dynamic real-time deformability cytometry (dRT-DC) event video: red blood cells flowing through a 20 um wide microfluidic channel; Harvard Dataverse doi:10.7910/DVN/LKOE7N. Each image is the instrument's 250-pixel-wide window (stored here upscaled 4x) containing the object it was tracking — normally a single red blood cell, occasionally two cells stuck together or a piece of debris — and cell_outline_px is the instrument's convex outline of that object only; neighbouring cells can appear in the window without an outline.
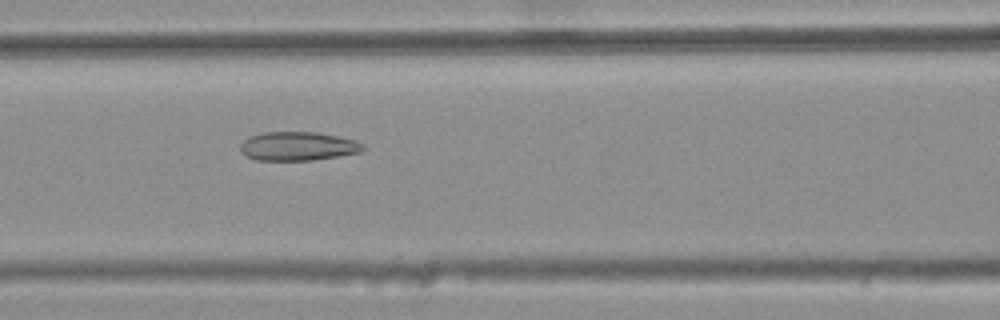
{"species": "common noctule bat (a hibernating species)", "species_latin": "Nyctalus noctula", "temperature_condition": "warm", "stored_images_in_passage": 49, "camera_frame_rate_fps": 3000, "um_per_image_px": 0.085, "animal": {"sex": "female", "body_mass_g": 25.1}, "frame": {"image": 1, "passage_image": 23, "time_ms": 7.333, "image_size_px": [1000, 320], "cell_outline_px": [[368, 148], [360, 152], [312, 160], [256, 160], [240, 152], [240, 144], [248, 136], [264, 132], [316, 132], [340, 136], [364, 144]], "centroid_in_image_um": [25.31, 12.42], "position_along_channel_um": 141.3, "area_um2": 20.63}}
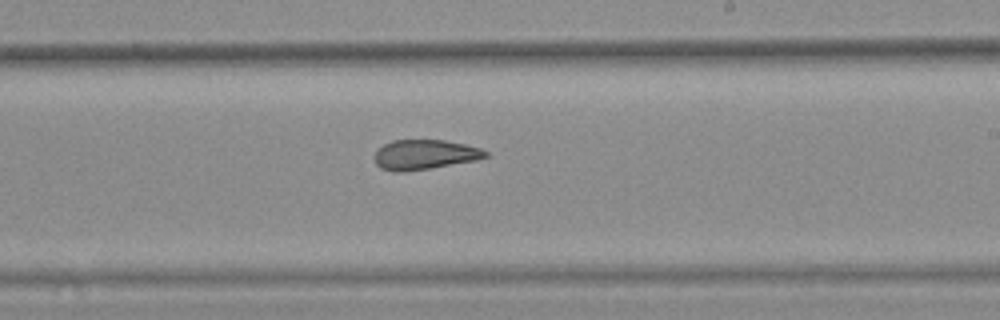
{"frame": {"image": 2, "passage_image": 32, "time_ms": 10.333, "image_size_px": [1000, 320], "cell_outline_px": [[488, 156], [476, 160], [404, 172], [392, 172], [380, 168], [376, 164], [376, 152], [384, 144], [392, 140], [444, 140], [464, 144], [480, 148], [488, 152]], "centroid_in_image_um": [36.09, 13.14], "position_along_channel_um": 252.9, "area_um2": 19.07}}
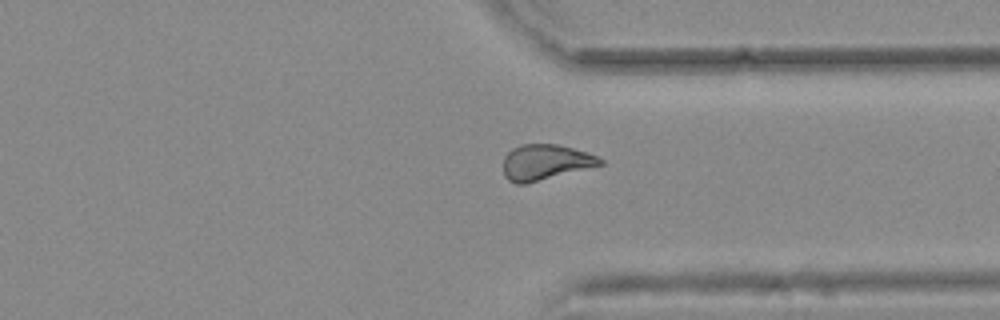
{"frame": {"image": 3, "passage_image": 41, "time_ms": 13.333, "image_size_px": [1000, 320], "cell_outline_px": [[604, 164], [524, 184], [516, 184], [508, 180], [504, 176], [504, 156], [512, 148], [520, 144], [556, 144], [572, 148], [596, 156], [604, 160]], "centroid_in_image_um": [46.32, 13.78], "position_along_channel_um": 365.1, "area_um2": 19.83}, "authors_computed_cell_mechanics": {"area_um2": 20.6346, "velocity_mm_per_s": 3.7332, "shape_relaxation_time_tau1_ms": null, "shape_relaxation_time_tau2_ms": 2.0061, "deformation_change_tau1": null, "deformation_change_tau2": 0.0991}}